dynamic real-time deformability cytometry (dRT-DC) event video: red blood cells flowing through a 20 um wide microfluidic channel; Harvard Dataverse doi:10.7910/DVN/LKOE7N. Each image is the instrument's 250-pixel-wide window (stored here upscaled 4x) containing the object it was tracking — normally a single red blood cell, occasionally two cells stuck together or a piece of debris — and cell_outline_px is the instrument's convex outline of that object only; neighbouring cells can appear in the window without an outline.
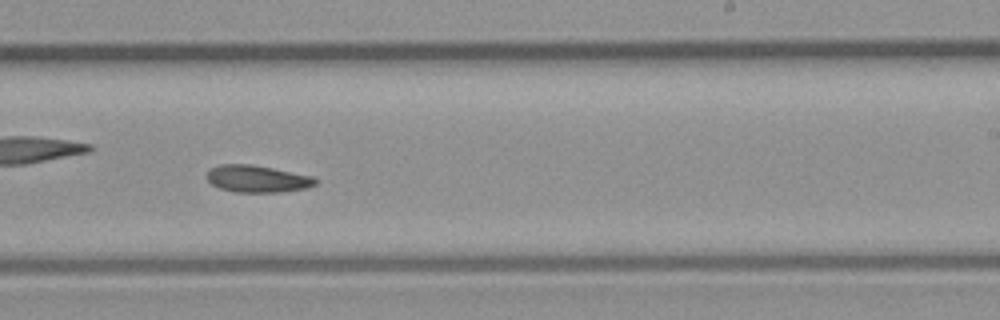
{"species": "common noctule bat (a hibernating species)", "species_latin": "Nyctalus noctula", "temperature_condition": "room temperature", "stored_images_in_passage": 34, "camera_frame_rate_fps": 3000, "um_per_image_px": 0.085, "animal": {"sex": "male", "body_mass_g": 23.1, "forearm_length_mm": 52.7}, "frame": {"image": 1, "passage_image": 20, "time_ms": 6.333, "image_size_px": [1000, 320], "cell_outline_px": [[316, 184], [308, 188], [280, 192], [236, 192], [220, 188], [212, 184], [208, 180], [208, 172], [212, 168], [220, 164], [252, 164], [312, 176], [316, 180]], "centroid_in_image_um": [21.88, 15.2], "position_along_channel_um": 267.1, "area_um2": 16.94}}
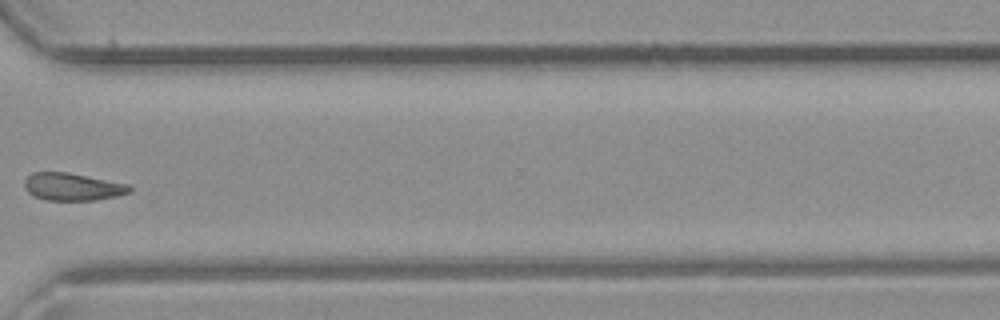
{"frame": {"image": 2, "passage_image": 25, "time_ms": 8.0, "image_size_px": [1000, 320], "cell_outline_px": [[132, 192], [116, 196], [96, 200], [44, 200], [32, 196], [24, 188], [24, 180], [32, 172], [68, 172], [128, 184], [132, 188]], "centroid_in_image_um": [6.14, 15.88], "position_along_channel_um": 364.5, "area_um2": 16.99}}